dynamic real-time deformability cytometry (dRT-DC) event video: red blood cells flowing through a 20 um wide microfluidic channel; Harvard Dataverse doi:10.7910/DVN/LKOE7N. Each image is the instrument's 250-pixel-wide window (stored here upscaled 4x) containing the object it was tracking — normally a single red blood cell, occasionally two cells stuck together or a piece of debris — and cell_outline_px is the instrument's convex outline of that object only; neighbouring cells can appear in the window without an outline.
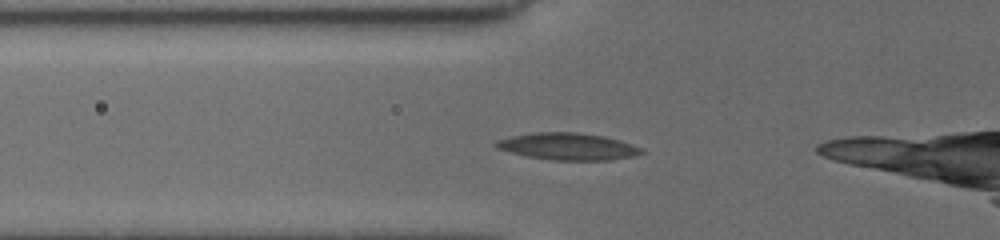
{"species": "common noctule bat (a hibernating species)", "species_latin": "Nyctalus noctula", "temperature_condition": "cold", "stored_images_in_passage": 29, "camera_frame_rate_fps": 3000, "um_per_image_px": 0.085, "animal": {"sex": "female", "body_mass_g": 19.5, "forearm_length_mm": 54.1}, "frame": {"image": 1, "passage_image": 2, "time_ms": 0.333, "image_size_px": [1000, 240], "cell_outline_px": [[644, 152], [632, 156], [608, 160], [548, 160], [528, 156], [496, 148], [492, 144], [496, 140], [512, 136], [536, 132], [576, 132], [604, 136], [620, 140], [632, 144], [640, 148]], "centroid_in_image_um": [48.24, 12.44], "position_along_channel_um": 77.6, "area_um2": 22.72}}
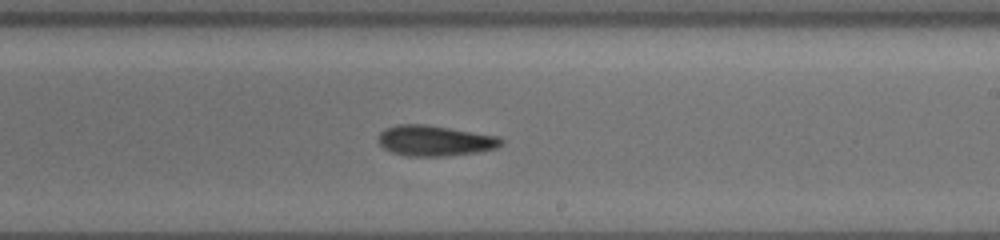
{"frame": {"image": 2, "passage_image": 16, "time_ms": 5.0, "image_size_px": [1000, 240], "cell_outline_px": [[504, 144], [496, 148], [476, 152], [448, 156], [408, 156], [392, 152], [384, 148], [380, 144], [380, 132], [384, 128], [400, 124], [424, 124], [500, 136], [504, 140]], "centroid_in_image_um": [37.0, 11.96], "position_along_channel_um": 252.0, "area_um2": 21.85}}
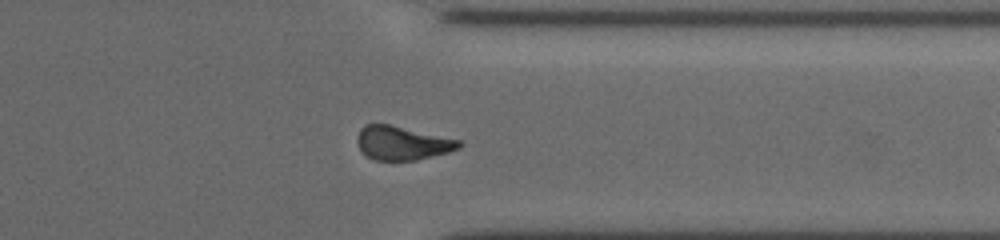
{"frame": {"image": 3, "passage_image": 26, "time_ms": 8.333, "image_size_px": [1000, 240], "cell_outline_px": [[464, 144], [460, 148], [448, 152], [416, 160], [372, 160], [360, 148], [360, 128], [364, 124], [388, 124], [460, 140]], "centroid_in_image_um": [34.25, 12.16], "position_along_channel_um": 377.2, "area_um2": 19.59}}